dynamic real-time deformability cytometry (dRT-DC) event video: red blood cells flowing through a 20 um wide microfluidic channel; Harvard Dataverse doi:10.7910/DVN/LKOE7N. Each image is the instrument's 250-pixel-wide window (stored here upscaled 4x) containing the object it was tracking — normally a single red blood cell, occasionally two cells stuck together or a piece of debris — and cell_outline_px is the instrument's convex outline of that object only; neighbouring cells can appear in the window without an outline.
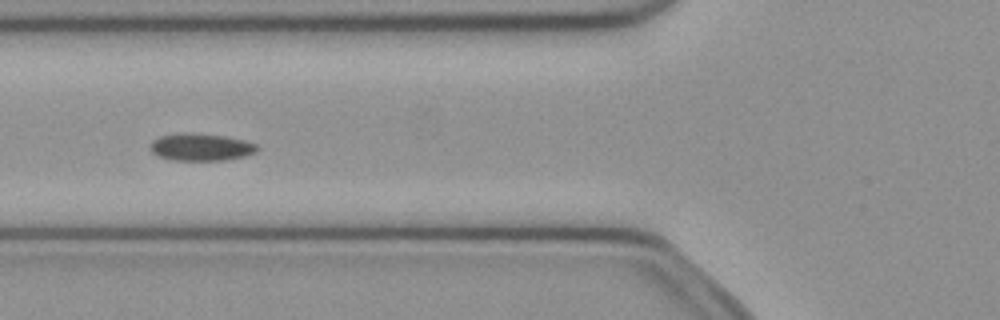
{"species": "common noctule bat (a hibernating species)", "species_latin": "Nyctalus noctula", "temperature_condition": "cold", "stored_images_in_passage": 51, "camera_frame_rate_fps": 3000, "um_per_image_px": 0.085, "animal": {"sex": "female", "body_mass_g": 21.9}, "frame": {"image": 1, "passage_image": 20, "time_ms": 6.333, "image_size_px": [1000, 320], "cell_outline_px": [[260, 148], [256, 152], [244, 156], [228, 160], [172, 160], [160, 156], [152, 152], [148, 148], [152, 140], [160, 136], [184, 132], [192, 132], [224, 136], [244, 140], [256, 144]], "centroid_in_image_um": [17.07, 12.49], "position_along_channel_um": 108.7, "area_um2": 17.17}}
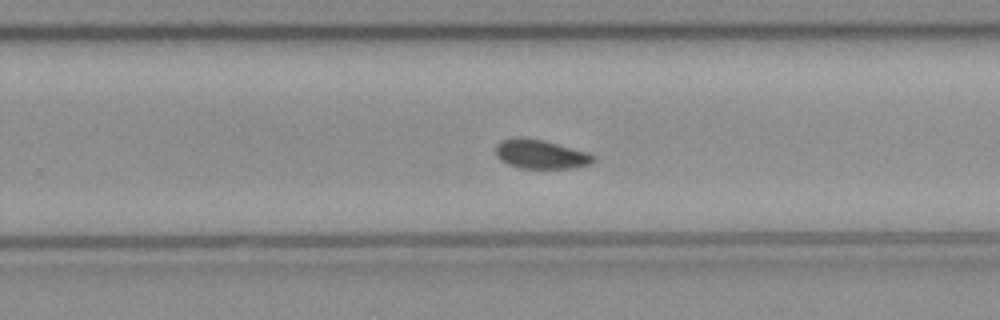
{"frame": {"image": 2, "passage_image": 33, "time_ms": 10.667, "image_size_px": [1000, 320], "cell_outline_px": [[596, 160], [592, 164], [572, 168], [520, 168], [508, 164], [500, 160], [496, 156], [496, 144], [500, 140], [544, 140], [588, 152]], "centroid_in_image_um": [46.0, 13.15], "position_along_channel_um": 283.8, "area_um2": 16.07}}
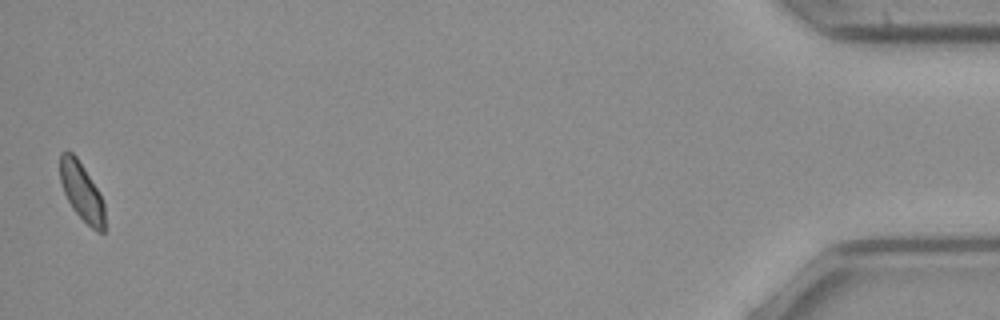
{"frame": {"image": 3, "passage_image": 51, "time_ms": 16.667, "image_size_px": [1000, 320], "cell_outline_px": [[104, 232], [96, 232], [72, 208], [64, 192], [60, 180], [60, 152], [72, 152], [76, 156], [84, 168], [96, 188], [104, 204]], "centroid_in_image_um": [6.93, 16.28], "position_along_channel_um": 428.3, "area_um2": 14.74}}